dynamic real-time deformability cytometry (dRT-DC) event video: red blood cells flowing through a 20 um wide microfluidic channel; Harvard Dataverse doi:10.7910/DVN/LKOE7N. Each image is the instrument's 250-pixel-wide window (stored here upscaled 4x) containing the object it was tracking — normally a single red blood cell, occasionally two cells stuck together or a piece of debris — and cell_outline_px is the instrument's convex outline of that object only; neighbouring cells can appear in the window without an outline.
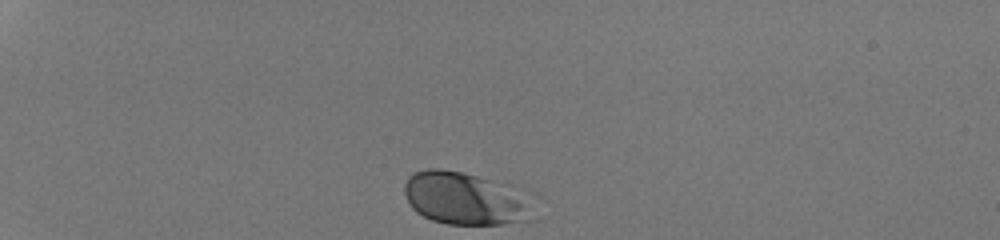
{"species": "human", "species_latin": "Homo sapiens", "temperature_condition": "room temperature", "stored_images_in_passage": 32, "camera_frame_rate_fps": 3000, "um_per_image_px": 0.085, "donor": {"sex": "male"}, "frame": {"image": 1, "passage_image": 1, "time_ms": 0.0, "image_size_px": [1000, 240], "cell_outline_px": [[536, 220], [500, 224], [448, 224], [432, 220], [416, 212], [412, 208], [404, 192], [404, 184], [408, 176], [412, 172], [428, 168], [440, 168], [464, 172], [512, 184]], "centroid_in_image_um": [39.46, 16.85], "position_along_channel_um": 45.5, "area_um2": 39.48}}
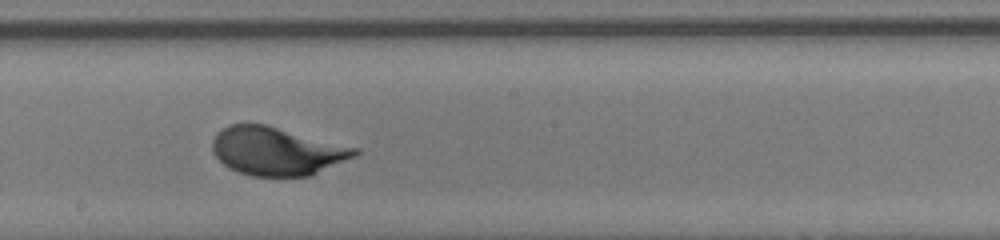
{"frame": {"image": 2, "passage_image": 19, "time_ms": 6.0, "image_size_px": [1000, 240], "cell_outline_px": [[360, 152], [356, 156], [308, 176], [252, 176], [228, 168], [212, 152], [212, 140], [216, 132], [228, 124], [264, 124], [360, 148]], "centroid_in_image_um": [23.51, 12.84], "position_along_channel_um": 224.7, "area_um2": 39.94}}
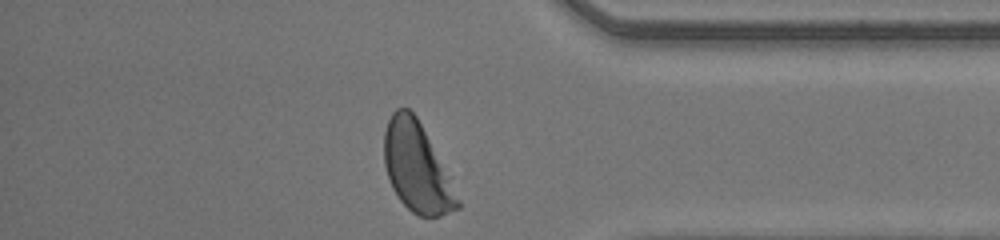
{"frame": {"image": 3, "passage_image": 32, "time_ms": 10.333, "image_size_px": [1000, 240], "cell_outline_px": [[460, 208], [440, 216], [420, 216], [412, 212], [400, 200], [392, 188], [384, 164], [384, 132], [388, 120], [392, 112], [396, 108], [408, 108], [416, 116], [452, 176], [460, 200]], "centroid_in_image_um": [35.47, 14.23], "position_along_channel_um": 399.7, "area_um2": 38.61}, "authors_computed_cell_mechanics": {"area_um2": 39.0728, "velocity_mm_per_s": 4.2145, "shape_relaxation_time_tau1_ms": 2.9264, "shape_relaxation_time_tau2_ms": null, "deformation_change_tau1": 0.1404, "deformation_change_tau2": null}}